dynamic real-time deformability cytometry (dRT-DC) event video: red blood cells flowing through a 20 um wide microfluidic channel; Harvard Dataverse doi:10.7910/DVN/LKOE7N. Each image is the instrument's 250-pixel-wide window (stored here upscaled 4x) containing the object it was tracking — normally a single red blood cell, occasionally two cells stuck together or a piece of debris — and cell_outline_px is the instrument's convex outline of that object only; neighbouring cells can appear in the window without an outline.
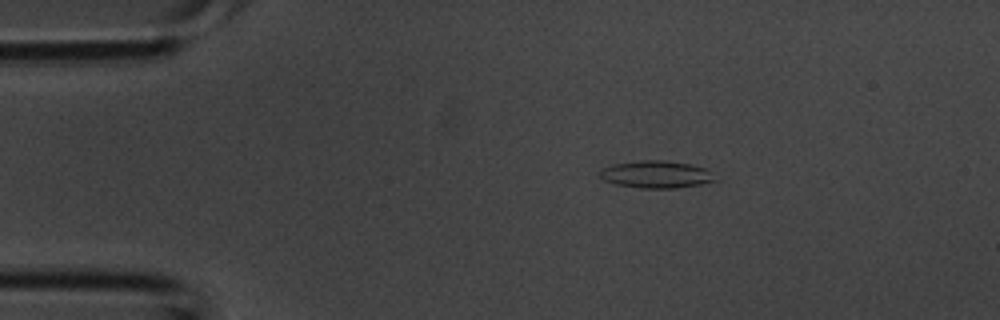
{"species": "common noctule bat (a hibernating species)", "species_latin": "Nyctalus noctula", "temperature_condition": "room temperature", "stored_images_in_passage": 4, "segment_of_instrument_passage": [1, 2], "camera_frame_rate_fps": 3000, "um_per_image_px": 0.085, "animal": {"sex": "male", "body_mass_g": 20.1, "forearm_length_mm": 53.5}, "frame": {"image": 1, "passage_image": 2, "time_ms": 0.333, "image_size_px": [1000, 320], "cell_outline_px": [[716, 180], [700, 184], [676, 188], [640, 188], [616, 184], [604, 180], [600, 176], [600, 168], [612, 164], [640, 160], [668, 160], [708, 168]], "centroid_in_image_um": [55.75, 14.81], "position_along_channel_um": 29.2, "area_um2": 18.38}}